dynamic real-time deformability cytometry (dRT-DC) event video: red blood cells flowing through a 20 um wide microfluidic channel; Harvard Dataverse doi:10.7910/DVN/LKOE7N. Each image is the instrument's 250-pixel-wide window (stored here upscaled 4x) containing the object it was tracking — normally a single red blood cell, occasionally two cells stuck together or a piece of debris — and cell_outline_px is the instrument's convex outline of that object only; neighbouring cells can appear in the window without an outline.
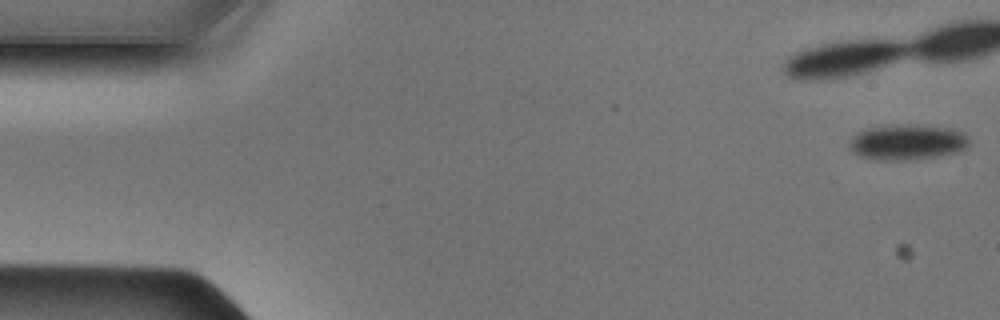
{"species": "Egyptian fruit bat (a non-hibernating species)", "species_latin": "Rousettus aegyptiacus", "temperature_condition": "cold", "stored_images_in_passage": 38, "camera_frame_rate_fps": 3000, "um_per_image_px": 0.085, "animal": {"sex": "male"}, "frame": {"image": 1, "passage_image": 1, "time_ms": 0.0, "image_size_px": [1000, 320], "cell_outline_px": [[972, 140], [968, 148], [960, 152], [912, 160], [876, 160], [860, 156], [852, 152], [848, 148], [856, 132], [868, 128], [908, 124], [952, 128], [964, 132]], "centroid_in_image_um": [77.19, 12.09], "position_along_channel_um": 7.8, "area_um2": 25.09}}